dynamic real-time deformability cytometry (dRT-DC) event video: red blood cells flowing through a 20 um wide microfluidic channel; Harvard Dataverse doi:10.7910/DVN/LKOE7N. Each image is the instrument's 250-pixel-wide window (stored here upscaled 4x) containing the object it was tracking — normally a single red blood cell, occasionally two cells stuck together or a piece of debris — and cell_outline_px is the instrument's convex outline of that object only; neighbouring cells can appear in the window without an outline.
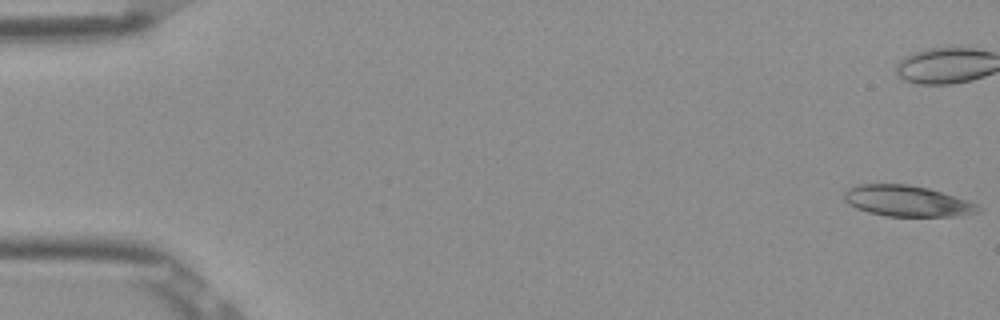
{"species": "Egyptian fruit bat (a non-hibernating species)", "species_latin": "Rousettus aegyptiacus", "temperature_condition": "room temperature", "stored_images_in_passage": 53, "camera_frame_rate_fps": 3000, "um_per_image_px": 0.085, "frame": {"image": 1, "passage_image": 1, "time_ms": 0.0, "image_size_px": [1000, 320], "cell_outline_px": [[984, 208], [976, 212], [956, 216], [888, 216], [868, 212], [856, 208], [844, 200], [844, 192], [848, 188], [856, 184], [908, 184], [928, 188], [976, 204]], "centroid_in_image_um": [77.05, 17.08], "position_along_channel_um": 8.0, "area_um2": 23.87}}
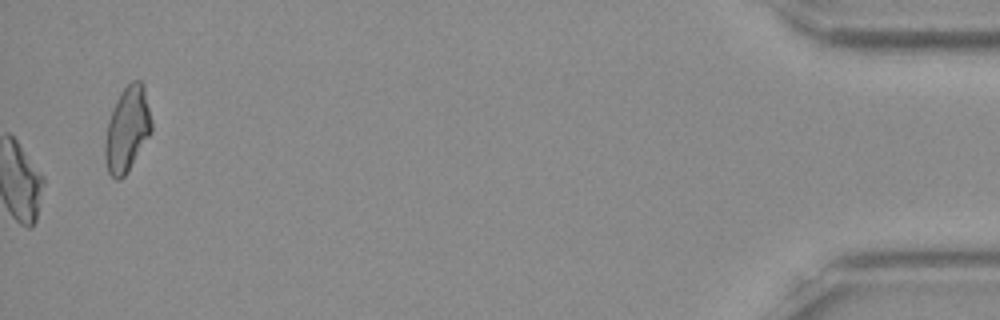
{"frame": {"image": 2, "passage_image": 53, "time_ms": 17.333, "image_size_px": [1000, 320], "cell_outline_px": [[152, 132], [124, 176], [120, 180], [116, 180], [108, 172], [104, 160], [104, 140], [108, 120], [112, 108], [120, 92], [132, 80], [140, 80], [144, 84], [152, 120]], "centroid_in_image_um": [10.8, 10.97], "position_along_channel_um": 424.4, "area_um2": 23.29}, "authors_computed_cell_mechanics": {"area_um2": 23.0044, "velocity_mm_per_s": 3.8957, "shape_relaxation_time_tau1_ms": 11.1035, "shape_relaxation_time_tau2_ms": 5.5797, "deformation_change_tau1": 0.2146, "deformation_change_tau2": 0.1392}}